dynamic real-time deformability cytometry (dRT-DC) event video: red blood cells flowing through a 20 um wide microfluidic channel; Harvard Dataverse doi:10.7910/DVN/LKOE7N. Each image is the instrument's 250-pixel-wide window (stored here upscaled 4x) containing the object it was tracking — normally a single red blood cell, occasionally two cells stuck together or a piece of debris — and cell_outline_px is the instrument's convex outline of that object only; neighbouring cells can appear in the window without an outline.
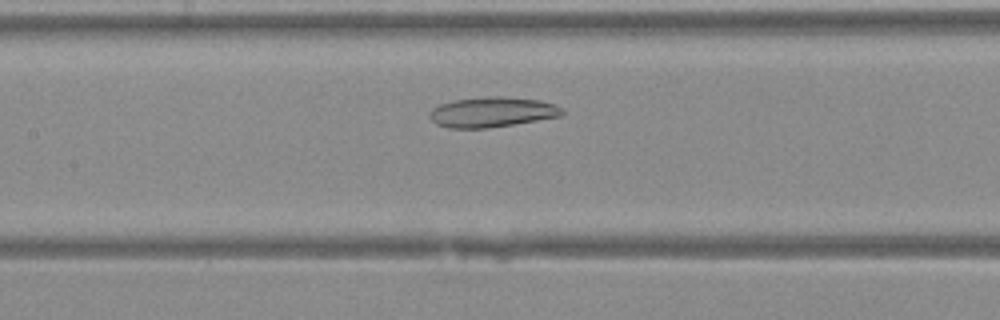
{"species": "Egyptian fruit bat (a non-hibernating species)", "species_latin": "Rousettus aegyptiacus", "temperature_condition": "warm", "stored_images_in_passage": 30, "camera_frame_rate_fps": 3000, "um_per_image_px": 0.085, "animal": {"sex": "female"}, "frame": {"image": 1, "passage_image": 8, "time_ms": 2.333, "image_size_px": [1000, 320], "cell_outline_px": [[564, 116], [488, 128], [448, 128], [436, 124], [428, 116], [432, 108], [440, 104], [456, 100], [488, 96], [504, 96], [540, 100], [556, 104], [564, 108]], "centroid_in_image_um": [41.88, 9.52], "position_along_channel_um": 165.5, "area_um2": 23.52}}
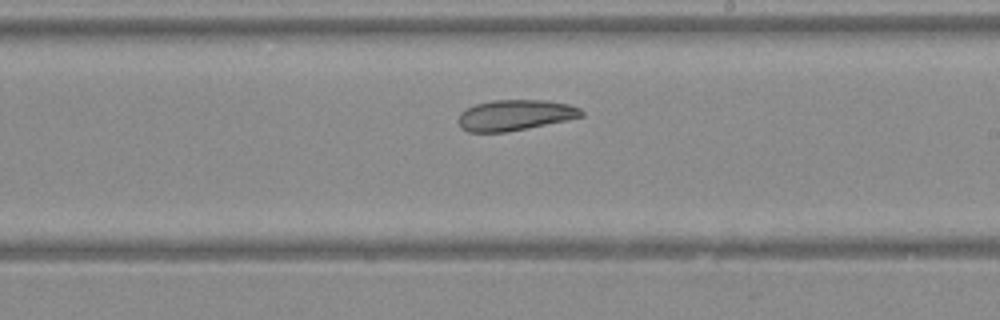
{"frame": {"image": 2, "passage_image": 13, "time_ms": 4.0, "image_size_px": [1000, 320], "cell_outline_px": [[584, 116], [568, 120], [508, 132], [468, 132], [460, 128], [456, 120], [460, 112], [476, 104], [492, 100], [548, 100], [568, 104], [580, 108], [584, 112]], "centroid_in_image_um": [43.76, 9.79], "position_along_channel_um": 245.2, "area_um2": 22.31}}
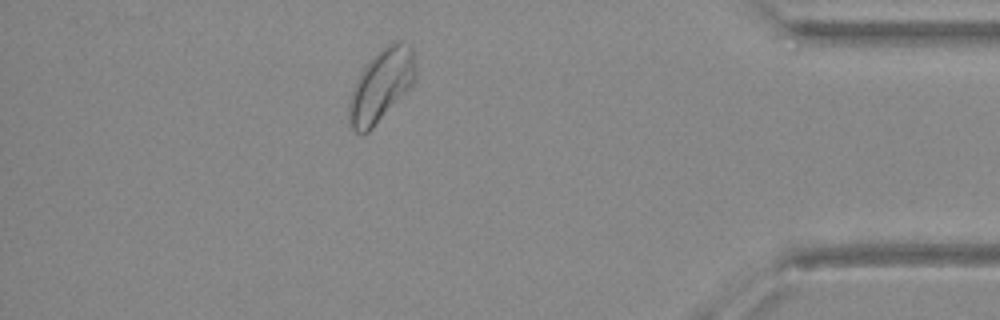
{"frame": {"image": 3, "passage_image": 25, "time_ms": 8.0, "image_size_px": [1000, 320], "cell_outline_px": [[416, 76], [412, 84], [372, 128], [368, 132], [356, 132], [348, 124], [348, 100], [356, 80], [368, 60], [372, 56], [388, 44], [396, 40], [404, 40], [412, 44], [416, 72]], "centroid_in_image_um": [32.39, 7.21], "position_along_channel_um": 402.8, "area_um2": 27.98}}